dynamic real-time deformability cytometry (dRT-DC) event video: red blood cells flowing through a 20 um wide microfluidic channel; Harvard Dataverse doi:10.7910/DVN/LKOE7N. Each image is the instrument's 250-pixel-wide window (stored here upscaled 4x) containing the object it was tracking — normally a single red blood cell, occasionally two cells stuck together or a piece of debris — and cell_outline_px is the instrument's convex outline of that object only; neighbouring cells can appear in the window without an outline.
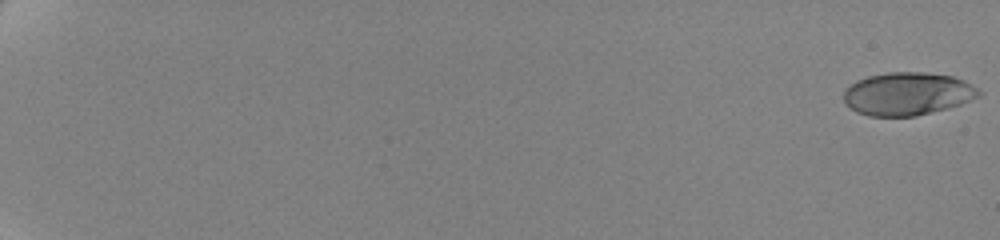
{"species": "human", "species_latin": "Homo sapiens", "temperature_condition": "cold", "stored_images_in_passage": 36, "camera_frame_rate_fps": 3000, "um_per_image_px": 0.085, "donor": {"sex": "female"}, "frame": {"image": 1, "passage_image": 1, "time_ms": 0.0, "image_size_px": [1000, 240], "cell_outline_px": [[980, 96], [960, 104], [916, 116], [868, 116], [856, 112], [844, 100], [844, 92], [856, 80], [868, 76], [888, 72], [924, 72], [952, 76], [964, 80], [976, 88], [980, 92]], "centroid_in_image_um": [77.13, 7.97], "position_along_channel_um": 7.9, "area_um2": 33.47}}
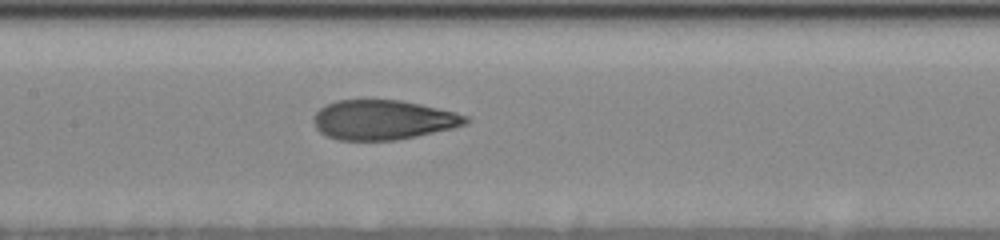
{"frame": {"image": 2, "passage_image": 21, "time_ms": 11.333, "image_size_px": [1000, 240], "cell_outline_px": [[468, 124], [452, 128], [416, 136], [396, 140], [336, 140], [320, 132], [316, 128], [316, 112], [320, 108], [336, 100], [400, 100], [420, 104], [456, 112], [468, 116]], "centroid_in_image_um": [32.59, 10.19], "position_along_channel_um": 174.8, "area_um2": 34.85}}
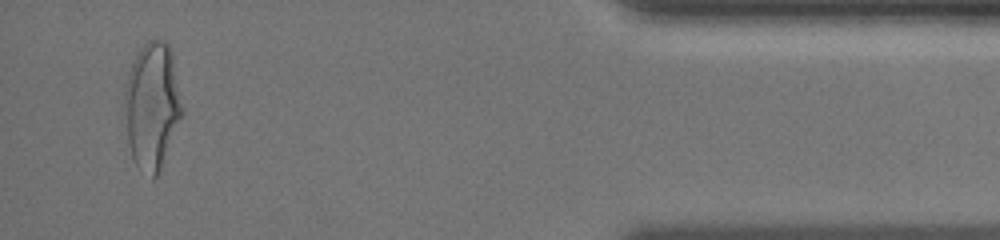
{"frame": {"image": 3, "passage_image": 36, "time_ms": 19.667, "image_size_px": [1000, 240], "cell_outline_px": [[184, 112], [160, 168], [156, 176], [152, 180], [136, 168], [132, 156], [128, 140], [124, 108], [124, 88], [128, 72], [136, 52], [148, 40], [164, 40], [172, 48]], "centroid_in_image_um": [12.93, 8.96], "position_along_channel_um": 422.3, "area_um2": 43.06}, "authors_computed_cell_mechanics": {"area_um2": 34.969, "velocity_mm_per_s": 3.5176, "shape_relaxation_time_tau1_ms": 4.1913, "shape_relaxation_time_tau2_ms": 1.287, "deformation_change_tau1": 0.1879, "deformation_change_tau2": 0.0789}}